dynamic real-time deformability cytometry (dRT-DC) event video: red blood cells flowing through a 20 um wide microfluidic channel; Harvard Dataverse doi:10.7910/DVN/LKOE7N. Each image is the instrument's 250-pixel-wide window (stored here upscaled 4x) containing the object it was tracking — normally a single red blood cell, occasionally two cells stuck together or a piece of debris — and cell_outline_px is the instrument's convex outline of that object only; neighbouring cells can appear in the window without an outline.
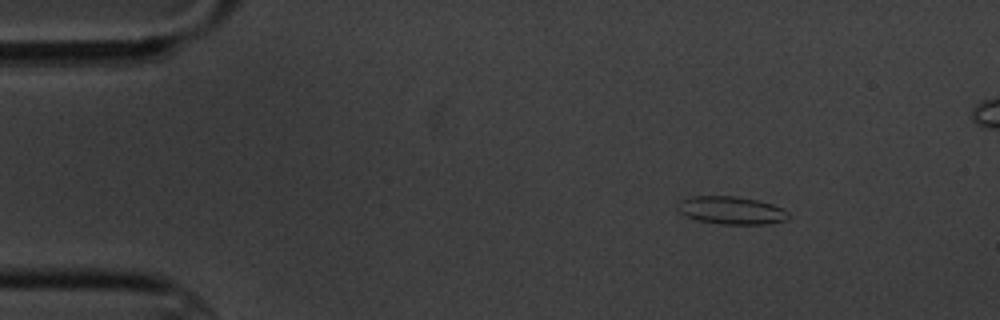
{"species": "common noctule bat (a hibernating species)", "species_latin": "Nyctalus noctula", "temperature_condition": "cold", "stored_images_in_passage": 8, "camera_frame_rate_fps": 3000, "um_per_image_px": 0.085, "animal": {"sex": "male", "body_mass_g": 20.1, "forearm_length_mm": 53.5}, "frame": {"image": 1, "passage_image": 2, "time_ms": 1.0, "image_size_px": [1000, 320], "cell_outline_px": [[788, 220], [768, 224], [720, 224], [696, 220], [680, 212], [676, 208], [680, 200], [692, 196], [736, 196], [756, 200], [772, 204], [784, 208], [788, 212]], "centroid_in_image_um": [62.17, 17.88], "position_along_channel_um": 22.8, "area_um2": 18.03}}
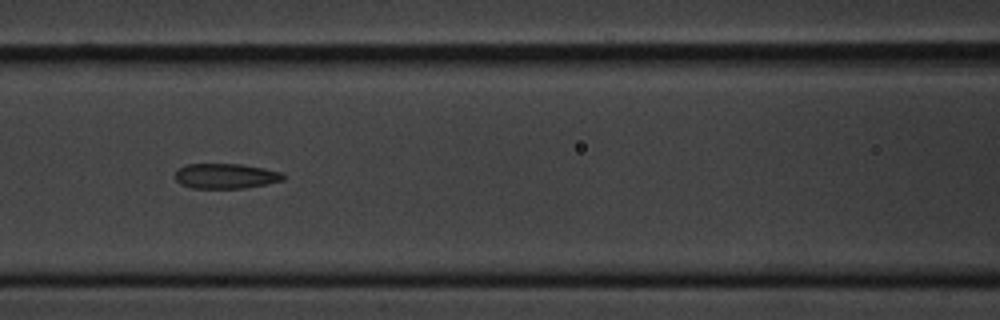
{"frame": {"image": 2, "passage_image": 7, "time_ms": 6.667, "image_size_px": [1000, 320], "cell_outline_px": [[284, 180], [244, 188], [192, 188], [180, 184], [176, 180], [176, 168], [188, 164], [240, 164], [264, 168], [280, 172], [284, 176]], "centroid_in_image_um": [19.14, 14.96], "position_along_channel_um": 147.5, "area_um2": 15.72}}
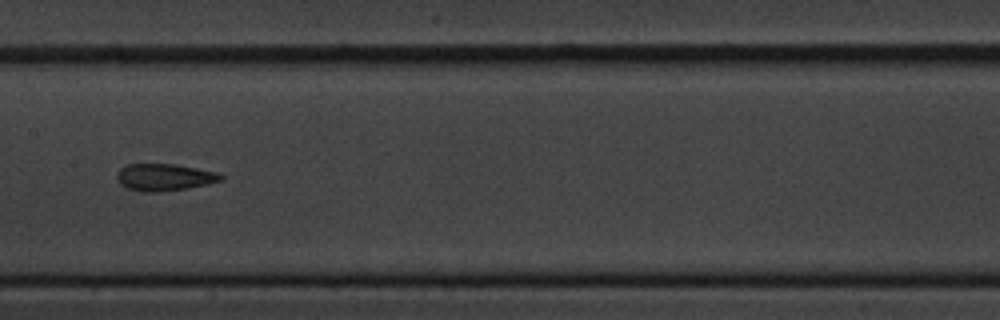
{"frame": {"image": 3, "passage_image": 8, "time_ms": 8.0, "image_size_px": [1000, 320], "cell_outline_px": [[224, 180], [208, 184], [188, 188], [156, 192], [144, 192], [128, 188], [120, 184], [116, 180], [116, 172], [120, 168], [128, 164], [176, 164], [220, 172], [224, 176]], "centroid_in_image_um": [14.0, 15.06], "position_along_channel_um": 193.4, "area_um2": 16.65}}